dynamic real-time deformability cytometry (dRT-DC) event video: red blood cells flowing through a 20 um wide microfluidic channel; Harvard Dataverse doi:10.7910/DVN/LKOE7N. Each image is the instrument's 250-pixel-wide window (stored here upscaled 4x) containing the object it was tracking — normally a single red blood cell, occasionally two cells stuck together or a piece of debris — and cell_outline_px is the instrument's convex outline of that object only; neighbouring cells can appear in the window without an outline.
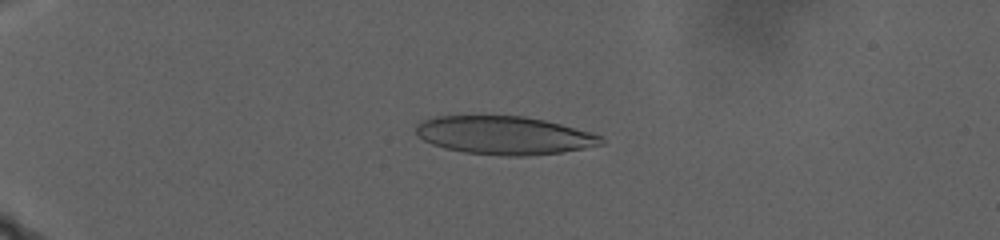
{"species": "human", "species_latin": "Homo sapiens", "temperature_condition": "warm", "stored_images_in_passage": 149, "camera_frame_rate_fps": 3000, "um_per_image_px": 0.085, "donor": {"sex": "male"}, "frame": {"image": 1, "passage_image": 41, "time_ms": 10.0, "image_size_px": [1000, 240], "cell_outline_px": [[604, 144], [584, 148], [560, 152], [528, 156], [500, 156], [464, 152], [444, 148], [432, 144], [424, 140], [416, 132], [416, 124], [424, 120], [436, 116], [524, 116], [544, 120], [560, 124], [604, 136]], "centroid_in_image_um": [42.87, 11.51], "position_along_channel_um": 42.1, "area_um2": 41.21}}
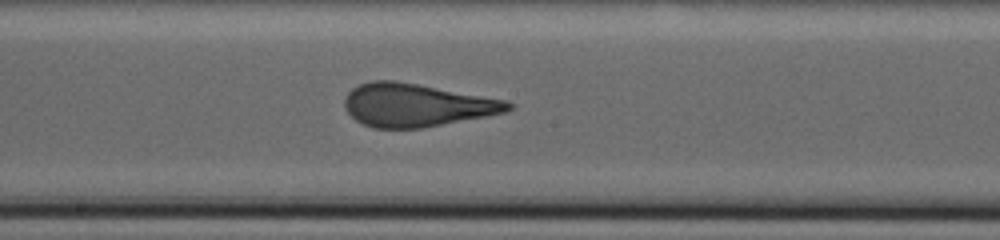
{"frame": {"image": 2, "passage_image": 112, "time_ms": 21.667, "image_size_px": [1000, 240], "cell_outline_px": [[516, 104], [508, 112], [488, 116], [420, 128], [372, 128], [356, 120], [344, 108], [344, 100], [348, 92], [352, 88], [360, 84], [372, 80], [396, 80], [508, 100]], "centroid_in_image_um": [35.43, 8.93], "position_along_channel_um": 212.8, "area_um2": 41.21}}
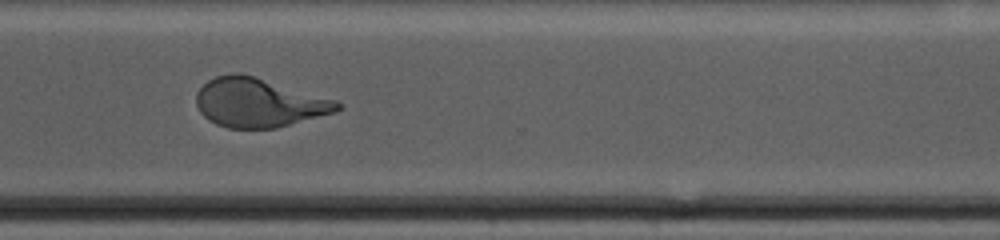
{"frame": {"image": 3, "passage_image": 148, "time_ms": 28.333, "image_size_px": [1000, 240], "cell_outline_px": [[340, 108], [336, 112], [276, 128], [228, 128], [216, 124], [208, 120], [200, 112], [196, 104], [196, 92], [208, 80], [216, 76], [236, 72], [240, 72], [336, 100], [340, 104]], "centroid_in_image_um": [21.96, 8.73], "position_along_channel_um": 348.6, "area_um2": 40.06}}